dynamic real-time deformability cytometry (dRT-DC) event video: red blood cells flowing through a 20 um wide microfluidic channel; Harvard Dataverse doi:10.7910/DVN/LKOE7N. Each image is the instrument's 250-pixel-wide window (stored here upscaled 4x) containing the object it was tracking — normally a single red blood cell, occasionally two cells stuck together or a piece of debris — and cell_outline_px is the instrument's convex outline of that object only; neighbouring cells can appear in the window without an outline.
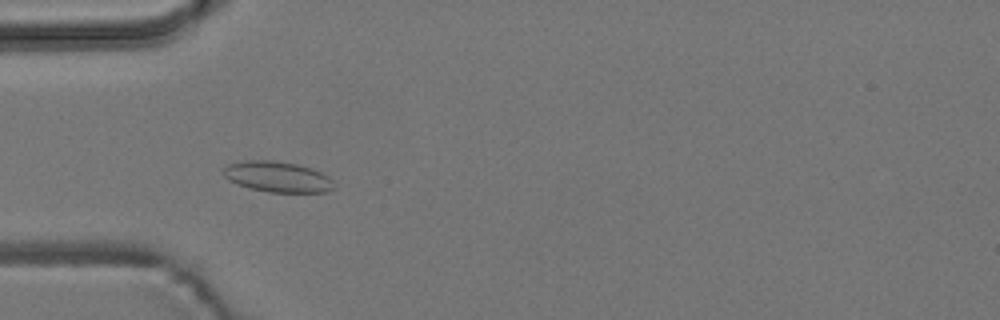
{"species": "common noctule bat (a hibernating species)", "species_latin": "Nyctalus noctula", "temperature_condition": "room temperature", "stored_images_in_passage": 55, "camera_frame_rate_fps": 3000, "um_per_image_px": 0.085, "animal": {"sex": "male", "body_mass_g": 19.2, "forearm_length_mm": 51.8}, "frame": {"image": 1, "passage_image": 17, "time_ms": 5.333, "image_size_px": [1000, 320], "cell_outline_px": [[336, 188], [328, 192], [268, 192], [248, 188], [236, 184], [228, 180], [224, 176], [224, 168], [228, 164], [244, 160], [276, 160], [300, 164], [312, 168], [328, 176], [332, 180]], "centroid_in_image_um": [23.6, 15.02], "position_along_channel_um": 61.4, "area_um2": 20.11}}
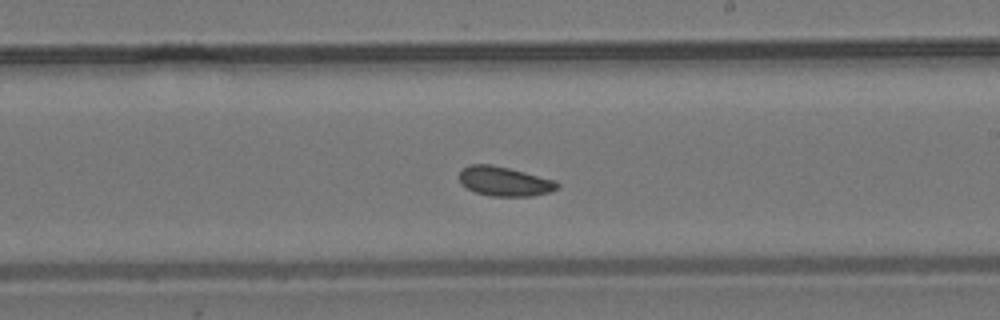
{"frame": {"image": 2, "passage_image": 32, "time_ms": 10.333, "image_size_px": [1000, 320], "cell_outline_px": [[560, 188], [548, 192], [532, 196], [492, 196], [476, 192], [460, 184], [460, 172], [468, 164], [492, 164], [556, 180], [560, 184]], "centroid_in_image_um": [42.9, 15.41], "position_along_channel_um": 246.1, "area_um2": 16.76}}
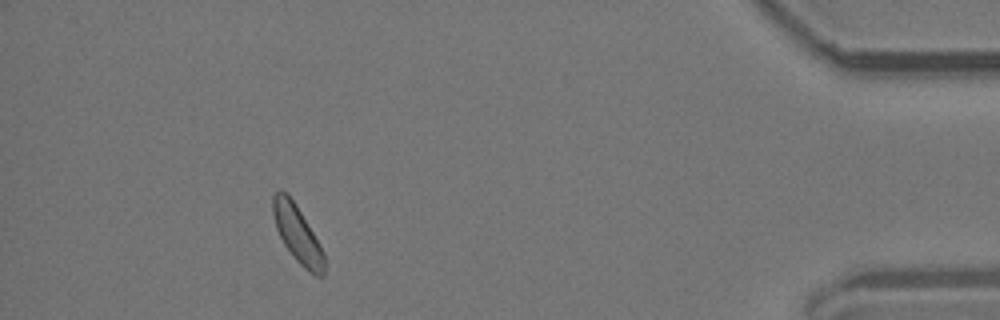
{"frame": {"image": 3, "passage_image": 50, "time_ms": 16.333, "image_size_px": [1000, 320], "cell_outline_px": [[324, 276], [316, 276], [308, 272], [292, 256], [284, 244], [276, 228], [272, 212], [272, 196], [276, 192], [288, 192], [296, 204], [320, 244], [324, 252]], "centroid_in_image_um": [25.28, 19.9], "position_along_channel_um": 409.9, "area_um2": 17.05}, "authors_computed_cell_mechanics": {"area_um2": 17.1666, "velocity_mm_per_s": 3.7348, "shape_relaxation_time_tau1_ms": null, "shape_relaxation_time_tau2_ms": 5.0701, "deformation_change_tau1": null, "deformation_change_tau2": 0.0946}}